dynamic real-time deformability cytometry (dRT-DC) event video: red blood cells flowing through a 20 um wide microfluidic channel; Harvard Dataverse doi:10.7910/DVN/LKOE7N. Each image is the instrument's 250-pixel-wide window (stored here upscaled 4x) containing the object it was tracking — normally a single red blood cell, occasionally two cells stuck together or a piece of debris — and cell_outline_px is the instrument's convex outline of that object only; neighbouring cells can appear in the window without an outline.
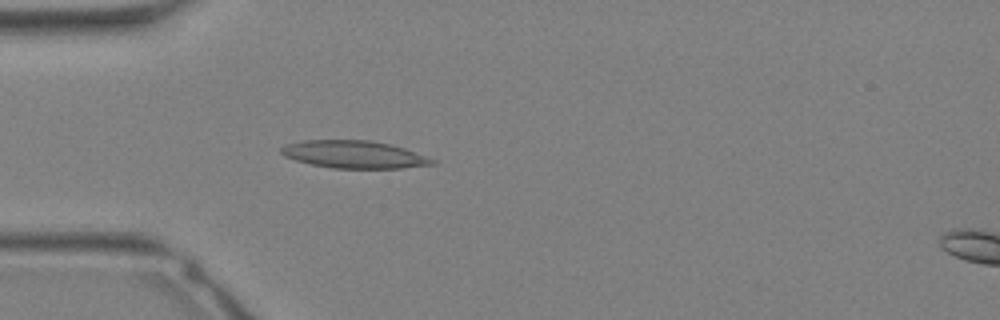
{"species": "Egyptian fruit bat (a non-hibernating species)", "species_latin": "Rousettus aegyptiacus", "temperature_condition": "warm", "stored_images_in_passage": 32, "camera_frame_rate_fps": 3000, "um_per_image_px": 0.085, "animal": {"sex": "female"}, "frame": {"image": 1, "passage_image": 9, "time_ms": 2.667, "image_size_px": [1000, 320], "cell_outline_px": [[436, 164], [404, 168], [332, 168], [312, 164], [296, 160], [284, 156], [280, 152], [280, 148], [284, 144], [304, 140], [372, 140], [392, 144], [428, 156], [436, 160]], "centroid_in_image_um": [30.12, 13.12], "position_along_channel_um": 54.9, "area_um2": 24.45}}
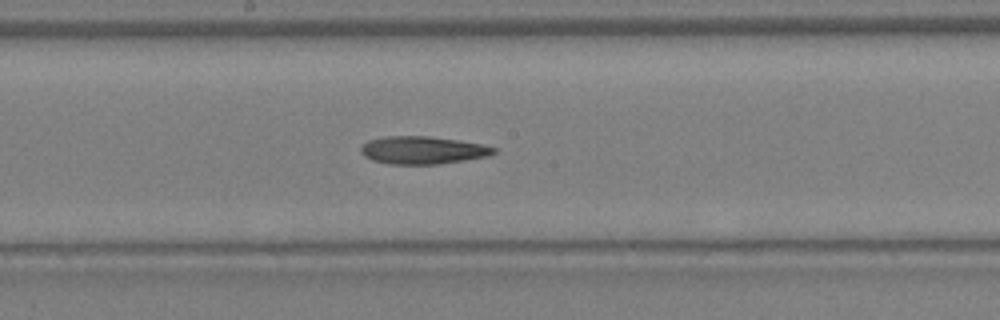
{"frame": {"image": 2, "passage_image": 17, "time_ms": 5.333, "image_size_px": [1000, 320], "cell_outline_px": [[496, 152], [488, 156], [464, 160], [436, 164], [388, 164], [372, 160], [364, 156], [360, 152], [360, 148], [368, 140], [384, 136], [428, 136], [460, 140], [480, 144], [496, 148]], "centroid_in_image_um": [35.9, 12.76], "position_along_channel_um": 212.3, "area_um2": 21.44}}
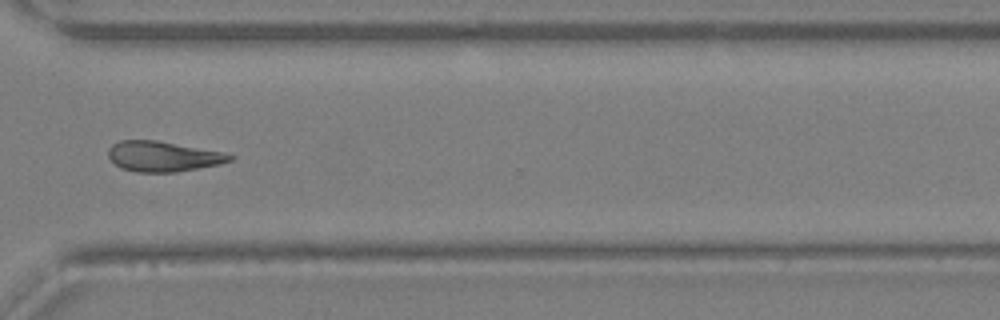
{"frame": {"image": 3, "passage_image": 24, "time_ms": 7.667, "image_size_px": [1000, 320], "cell_outline_px": [[236, 156], [232, 160], [220, 164], [176, 172], [136, 172], [120, 168], [108, 156], [108, 148], [112, 144], [120, 140], [156, 140], [220, 152]], "centroid_in_image_um": [13.82, 13.3], "position_along_channel_um": 356.8, "area_um2": 21.27}}